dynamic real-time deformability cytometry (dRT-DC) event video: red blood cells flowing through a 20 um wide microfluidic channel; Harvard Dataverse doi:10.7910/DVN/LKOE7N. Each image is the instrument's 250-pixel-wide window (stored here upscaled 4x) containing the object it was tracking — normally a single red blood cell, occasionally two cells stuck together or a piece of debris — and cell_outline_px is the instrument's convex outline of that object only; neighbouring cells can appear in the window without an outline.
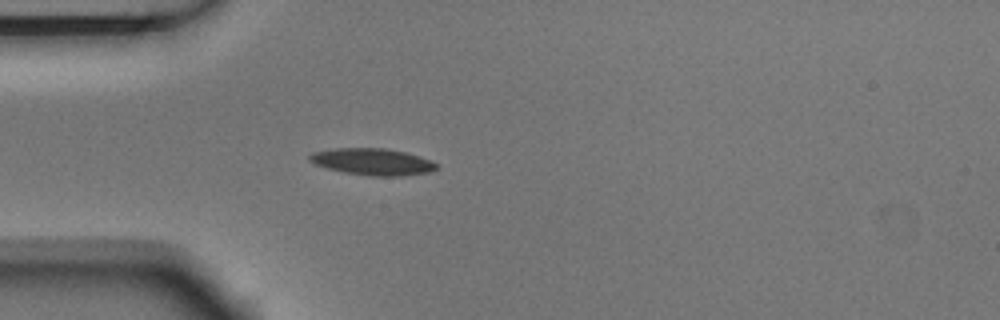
{"species": "Egyptian fruit bat (a non-hibernating species)", "species_latin": "Rousettus aegyptiacus", "temperature_condition": "room temperature", "stored_images_in_passage": 4, "camera_frame_rate_fps": 3000, "um_per_image_px": 0.085, "animal": {"sex": "male"}, "frame": {"image": 1, "passage_image": 4, "time_ms": 1.0, "image_size_px": [1000, 320], "cell_outline_px": [[440, 168], [428, 172], [400, 176], [372, 176], [344, 172], [328, 168], [316, 164], [308, 160], [308, 156], [312, 152], [336, 148], [384, 148], [404, 152], [432, 160], [440, 164]], "centroid_in_image_um": [31.7, 13.75], "position_along_channel_um": 53.3, "area_um2": 19.77}}